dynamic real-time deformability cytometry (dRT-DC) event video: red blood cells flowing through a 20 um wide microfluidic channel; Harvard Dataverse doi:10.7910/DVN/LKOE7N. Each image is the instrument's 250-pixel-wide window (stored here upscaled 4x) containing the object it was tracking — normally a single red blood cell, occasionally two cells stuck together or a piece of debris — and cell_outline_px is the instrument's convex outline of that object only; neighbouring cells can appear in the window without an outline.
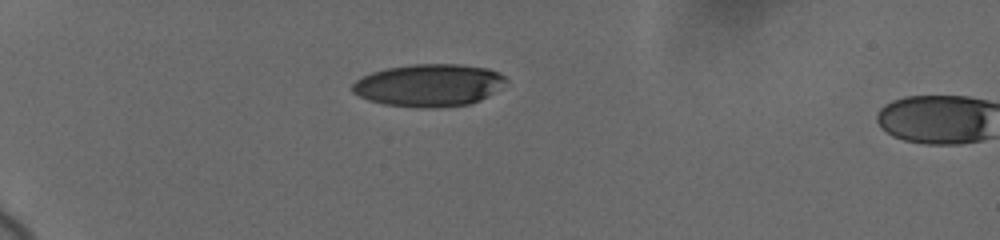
{"species": "human", "species_latin": "Homo sapiens", "temperature_condition": "cold", "stored_images_in_passage": 4, "camera_frame_rate_fps": 3000, "um_per_image_px": 0.085, "donor": {"sex": "female"}, "frame": {"image": 1, "passage_image": 1, "time_ms": 0.0, "image_size_px": [1000, 240], "cell_outline_px": [[508, 80], [488, 96], [480, 100], [468, 104], [384, 104], [368, 100], [352, 92], [352, 84], [356, 80], [372, 72], [388, 68], [412, 64], [460, 64], [488, 68], [500, 72]], "centroid_in_image_um": [36.47, 7.17], "position_along_channel_um": 48.5, "area_um2": 36.53}}